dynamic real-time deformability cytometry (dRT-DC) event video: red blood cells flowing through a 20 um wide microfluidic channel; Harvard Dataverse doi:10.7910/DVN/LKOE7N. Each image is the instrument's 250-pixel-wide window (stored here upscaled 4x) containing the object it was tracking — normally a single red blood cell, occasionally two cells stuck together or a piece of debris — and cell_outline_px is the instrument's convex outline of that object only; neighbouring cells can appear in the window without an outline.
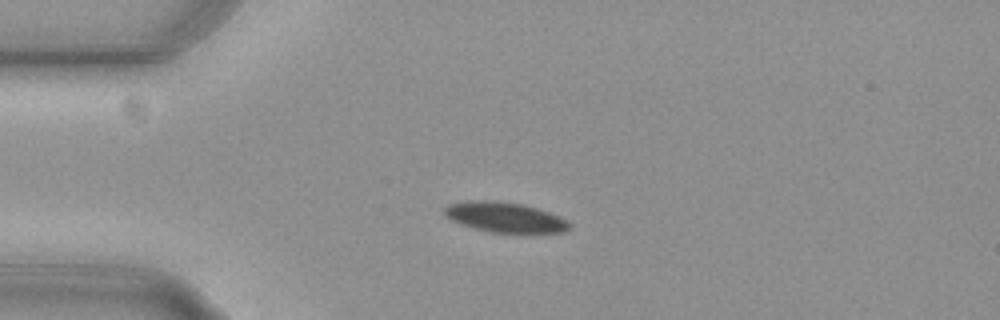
{"species": "common noctule bat (a hibernating species)", "species_latin": "Nyctalus noctula", "temperature_condition": "cold", "stored_images_in_passage": 43, "camera_frame_rate_fps": 3000, "um_per_image_px": 0.085, "animal": {"sex": "female", "body_mass_g": 29.2, "forearm_length_mm": 56.3}, "frame": {"image": 1, "passage_image": 1, "time_ms": 0.0, "image_size_px": [1000, 320], "cell_outline_px": [[572, 228], [564, 232], [492, 232], [460, 224], [444, 216], [444, 208], [448, 204], [468, 200], [492, 200], [524, 204], [560, 216], [572, 224]], "centroid_in_image_um": [42.91, 18.45], "position_along_channel_um": 42.1, "area_um2": 21.91}}
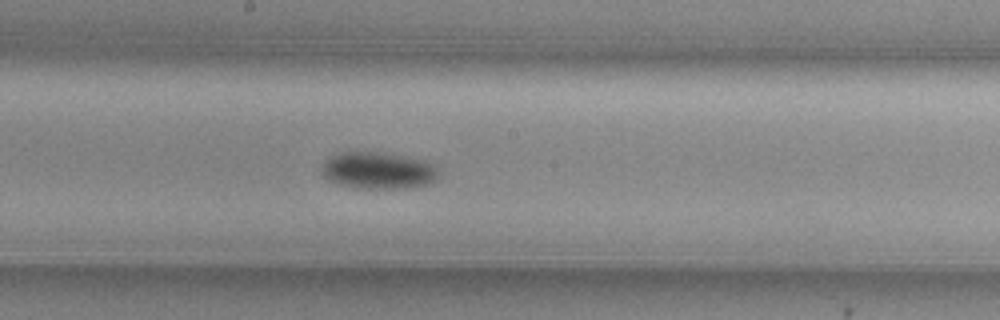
{"frame": {"image": 2, "passage_image": 17, "time_ms": 5.333, "image_size_px": [1000, 320], "cell_outline_px": [[440, 172], [436, 180], [428, 184], [408, 188], [356, 188], [336, 184], [328, 180], [320, 172], [324, 164], [332, 156], [344, 152], [372, 152], [400, 156], [424, 160], [432, 164]], "centroid_in_image_um": [32.15, 14.52], "position_along_channel_um": 216.0, "area_um2": 24.85}}
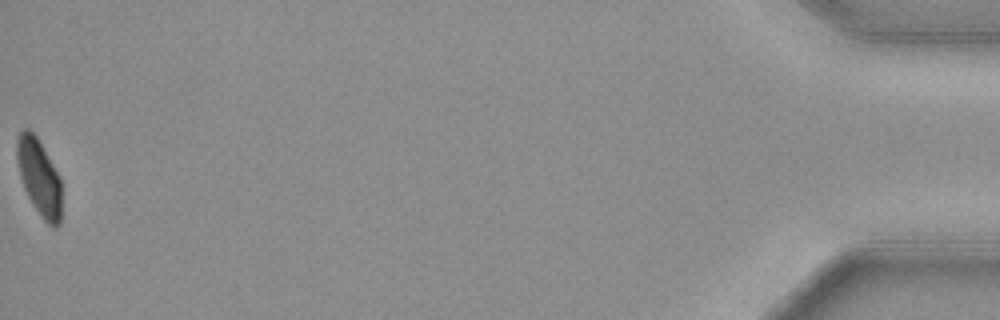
{"frame": {"image": 3, "passage_image": 43, "time_ms": 14.0, "image_size_px": [1000, 320], "cell_outline_px": [[60, 224], [56, 228], [52, 228], [44, 220], [32, 204], [24, 188], [20, 176], [16, 156], [16, 140], [20, 132], [24, 128], [28, 128], [36, 136], [60, 176]], "centroid_in_image_um": [3.31, 15.07], "position_along_channel_um": 431.9, "area_um2": 19.77}, "authors_computed_cell_mechanics": {"area_um2": 23.0622, "velocity_mm_per_s": 3.7279, "shape_relaxation_time_tau1_ms": 2.9164, "shape_relaxation_time_tau2_ms": null, "deformation_change_tau1": 0.0978, "deformation_change_tau2": null}}